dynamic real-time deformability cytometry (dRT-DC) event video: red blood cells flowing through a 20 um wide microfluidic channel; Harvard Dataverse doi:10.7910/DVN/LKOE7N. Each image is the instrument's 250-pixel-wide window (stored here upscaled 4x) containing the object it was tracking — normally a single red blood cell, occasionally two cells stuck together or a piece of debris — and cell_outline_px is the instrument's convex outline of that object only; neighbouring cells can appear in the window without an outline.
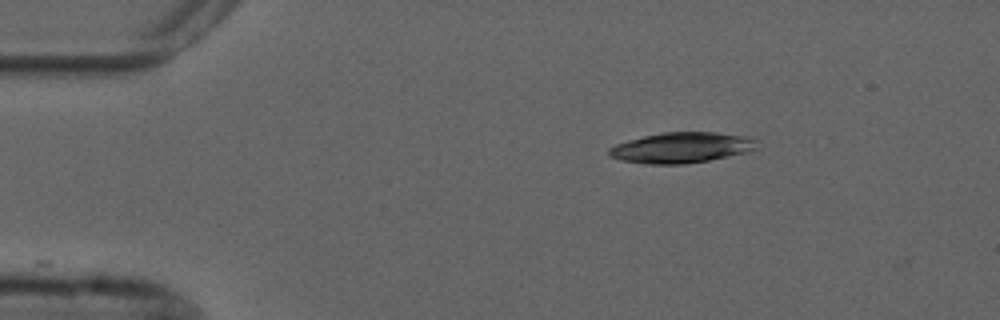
{"species": "common noctule bat (a hibernating species)", "species_latin": "Nyctalus noctula", "temperature_condition": "cold", "stored_images_in_passage": 3, "camera_frame_rate_fps": 3000, "um_per_image_px": 0.085, "animal": {"sex": "male", "forearm_length_mm": 52.5}, "frame": {"image": 1, "passage_image": 1, "time_ms": 0.0, "image_size_px": [1000, 320], "cell_outline_px": [[760, 148], [748, 152], [708, 160], [684, 164], [644, 164], [620, 160], [608, 156], [608, 148], [616, 144], [628, 140], [644, 136], [664, 132], [716, 132], [748, 136], [756, 140]], "centroid_in_image_um": [57.94, 12.55], "position_along_channel_um": 27.1, "area_um2": 26.59}}
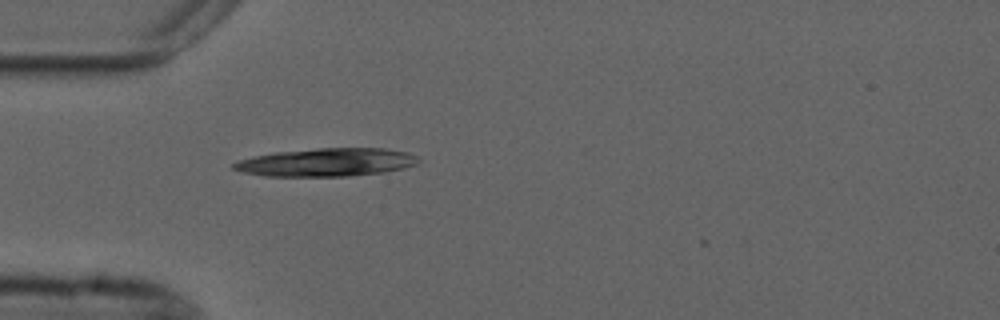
{"frame": {"image": 2, "passage_image": 3, "time_ms": 2.333, "image_size_px": [1000, 320], "cell_outline_px": [[420, 160], [416, 164], [404, 168], [384, 172], [348, 176], [264, 176], [244, 172], [232, 168], [232, 164], [240, 160], [256, 156], [276, 152], [316, 148], [384, 148], [408, 152], [416, 156]], "centroid_in_image_um": [27.79, 13.79], "position_along_channel_um": 57.2, "area_um2": 30.17}}